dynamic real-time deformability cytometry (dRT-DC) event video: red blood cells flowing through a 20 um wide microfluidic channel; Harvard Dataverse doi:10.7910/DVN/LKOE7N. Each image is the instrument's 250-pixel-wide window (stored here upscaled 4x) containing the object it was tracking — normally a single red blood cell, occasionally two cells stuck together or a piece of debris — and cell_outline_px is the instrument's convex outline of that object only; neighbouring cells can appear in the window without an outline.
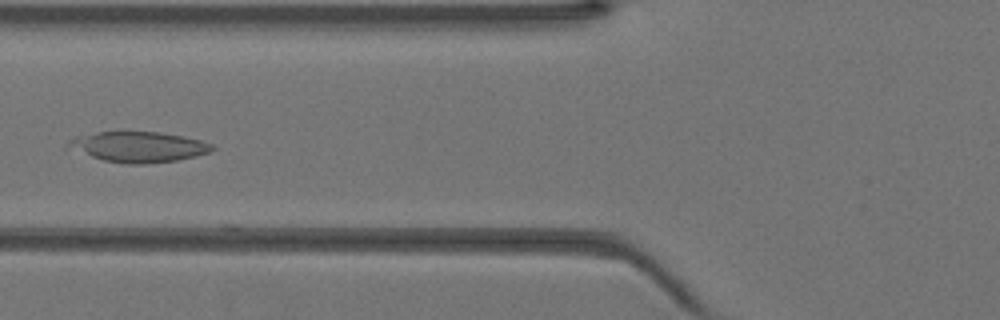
{"species": "Egyptian fruit bat (a non-hibernating species)", "species_latin": "Rousettus aegyptiacus", "temperature_condition": "warm", "stored_images_in_passage": 6, "camera_frame_rate_fps": 3000, "um_per_image_px": 0.085, "animal": {"sex": "female"}, "frame": {"image": 1, "passage_image": 5, "time_ms": 1.333, "image_size_px": [1000, 320], "cell_outline_px": [[216, 148], [208, 152], [196, 156], [176, 160], [144, 164], [124, 164], [104, 160], [64, 148], [68, 140], [76, 136], [96, 132], [124, 128], [160, 132], [184, 136], [200, 140], [212, 144]], "centroid_in_image_um": [11.69, 12.43], "position_along_channel_um": 114.1, "area_um2": 26.59}}